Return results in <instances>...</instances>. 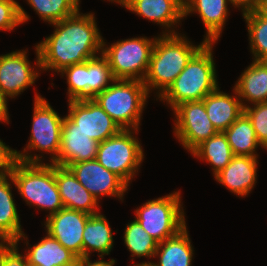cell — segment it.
<instances>
[{"label": "cell", "instance_id": "obj_1", "mask_svg": "<svg viewBox=\"0 0 267 266\" xmlns=\"http://www.w3.org/2000/svg\"><path fill=\"white\" fill-rule=\"evenodd\" d=\"M67 17L52 25L53 34L36 45V66L43 71L60 72L102 54L103 38L92 13Z\"/></svg>", "mask_w": 267, "mask_h": 266}, {"label": "cell", "instance_id": "obj_2", "mask_svg": "<svg viewBox=\"0 0 267 266\" xmlns=\"http://www.w3.org/2000/svg\"><path fill=\"white\" fill-rule=\"evenodd\" d=\"M195 46L184 35L162 34L156 38L150 57L148 72L143 80L148 94L157 90L158 98L184 70L190 59L206 44Z\"/></svg>", "mask_w": 267, "mask_h": 266}, {"label": "cell", "instance_id": "obj_3", "mask_svg": "<svg viewBox=\"0 0 267 266\" xmlns=\"http://www.w3.org/2000/svg\"><path fill=\"white\" fill-rule=\"evenodd\" d=\"M6 170L27 205L46 209L48 216L64 208L56 184L55 164L25 163L10 158Z\"/></svg>", "mask_w": 267, "mask_h": 266}, {"label": "cell", "instance_id": "obj_4", "mask_svg": "<svg viewBox=\"0 0 267 266\" xmlns=\"http://www.w3.org/2000/svg\"><path fill=\"white\" fill-rule=\"evenodd\" d=\"M206 43L187 63L169 88L159 97L174 109L186 101H201L218 86L212 48Z\"/></svg>", "mask_w": 267, "mask_h": 266}, {"label": "cell", "instance_id": "obj_5", "mask_svg": "<svg viewBox=\"0 0 267 266\" xmlns=\"http://www.w3.org/2000/svg\"><path fill=\"white\" fill-rule=\"evenodd\" d=\"M148 92L143 81L116 79L93 99L121 129H139Z\"/></svg>", "mask_w": 267, "mask_h": 266}, {"label": "cell", "instance_id": "obj_6", "mask_svg": "<svg viewBox=\"0 0 267 266\" xmlns=\"http://www.w3.org/2000/svg\"><path fill=\"white\" fill-rule=\"evenodd\" d=\"M34 113L32 120V129L30 140L24 147L23 153L10 148V156L16 160L25 163H42V155L30 154L32 149L40 150L39 152L50 153V163L52 164L56 159L60 151L61 143V131L64 117H60L59 114L51 107L47 100L37 92L34 98ZM30 150V153L28 151Z\"/></svg>", "mask_w": 267, "mask_h": 266}, {"label": "cell", "instance_id": "obj_7", "mask_svg": "<svg viewBox=\"0 0 267 266\" xmlns=\"http://www.w3.org/2000/svg\"><path fill=\"white\" fill-rule=\"evenodd\" d=\"M180 192L149 200L135 211V219L156 241L175 236L186 227Z\"/></svg>", "mask_w": 267, "mask_h": 266}, {"label": "cell", "instance_id": "obj_8", "mask_svg": "<svg viewBox=\"0 0 267 266\" xmlns=\"http://www.w3.org/2000/svg\"><path fill=\"white\" fill-rule=\"evenodd\" d=\"M155 41L156 37H134L108 46L103 40L102 54L109 61L114 78L143 81L149 69Z\"/></svg>", "mask_w": 267, "mask_h": 266}, {"label": "cell", "instance_id": "obj_9", "mask_svg": "<svg viewBox=\"0 0 267 266\" xmlns=\"http://www.w3.org/2000/svg\"><path fill=\"white\" fill-rule=\"evenodd\" d=\"M134 129H121L116 135L99 143L97 161L106 169L118 175L128 186L138 172L144 158Z\"/></svg>", "mask_w": 267, "mask_h": 266}, {"label": "cell", "instance_id": "obj_10", "mask_svg": "<svg viewBox=\"0 0 267 266\" xmlns=\"http://www.w3.org/2000/svg\"><path fill=\"white\" fill-rule=\"evenodd\" d=\"M173 110L176 118L174 120L175 136L190 153L217 133L208 118L202 100L180 103Z\"/></svg>", "mask_w": 267, "mask_h": 266}, {"label": "cell", "instance_id": "obj_11", "mask_svg": "<svg viewBox=\"0 0 267 266\" xmlns=\"http://www.w3.org/2000/svg\"><path fill=\"white\" fill-rule=\"evenodd\" d=\"M68 103L67 116L92 140L101 143L121 130L94 99L68 100Z\"/></svg>", "mask_w": 267, "mask_h": 266}, {"label": "cell", "instance_id": "obj_12", "mask_svg": "<svg viewBox=\"0 0 267 266\" xmlns=\"http://www.w3.org/2000/svg\"><path fill=\"white\" fill-rule=\"evenodd\" d=\"M68 168L97 200L104 195L123 200L128 190V185L118 175L104 168L97 159L73 163Z\"/></svg>", "mask_w": 267, "mask_h": 266}, {"label": "cell", "instance_id": "obj_13", "mask_svg": "<svg viewBox=\"0 0 267 266\" xmlns=\"http://www.w3.org/2000/svg\"><path fill=\"white\" fill-rule=\"evenodd\" d=\"M90 214L62 208L57 213L46 216V232L62 246L83 259V231Z\"/></svg>", "mask_w": 267, "mask_h": 266}, {"label": "cell", "instance_id": "obj_14", "mask_svg": "<svg viewBox=\"0 0 267 266\" xmlns=\"http://www.w3.org/2000/svg\"><path fill=\"white\" fill-rule=\"evenodd\" d=\"M25 50L0 56V92L7 98H15L33 85L39 77L34 71Z\"/></svg>", "mask_w": 267, "mask_h": 266}, {"label": "cell", "instance_id": "obj_15", "mask_svg": "<svg viewBox=\"0 0 267 266\" xmlns=\"http://www.w3.org/2000/svg\"><path fill=\"white\" fill-rule=\"evenodd\" d=\"M98 146V142L79 130L66 115L62 123L60 151L52 164L68 167L73 163L94 160Z\"/></svg>", "mask_w": 267, "mask_h": 266}, {"label": "cell", "instance_id": "obj_16", "mask_svg": "<svg viewBox=\"0 0 267 266\" xmlns=\"http://www.w3.org/2000/svg\"><path fill=\"white\" fill-rule=\"evenodd\" d=\"M123 7L168 29L163 34H177L172 27L185 18L183 0H126Z\"/></svg>", "mask_w": 267, "mask_h": 266}, {"label": "cell", "instance_id": "obj_17", "mask_svg": "<svg viewBox=\"0 0 267 266\" xmlns=\"http://www.w3.org/2000/svg\"><path fill=\"white\" fill-rule=\"evenodd\" d=\"M258 157L234 155L228 165L216 174L215 180L232 193L245 197L257 180Z\"/></svg>", "mask_w": 267, "mask_h": 266}, {"label": "cell", "instance_id": "obj_18", "mask_svg": "<svg viewBox=\"0 0 267 266\" xmlns=\"http://www.w3.org/2000/svg\"><path fill=\"white\" fill-rule=\"evenodd\" d=\"M55 179L64 208L99 213L98 200L76 179L68 167L55 165Z\"/></svg>", "mask_w": 267, "mask_h": 266}, {"label": "cell", "instance_id": "obj_19", "mask_svg": "<svg viewBox=\"0 0 267 266\" xmlns=\"http://www.w3.org/2000/svg\"><path fill=\"white\" fill-rule=\"evenodd\" d=\"M11 180L12 182H10ZM14 180L11 174L5 170L0 174V243L15 242L26 239L22 231L18 211L11 190Z\"/></svg>", "mask_w": 267, "mask_h": 266}, {"label": "cell", "instance_id": "obj_20", "mask_svg": "<svg viewBox=\"0 0 267 266\" xmlns=\"http://www.w3.org/2000/svg\"><path fill=\"white\" fill-rule=\"evenodd\" d=\"M228 2L229 0H184V17L198 12L207 31L204 40L216 43L228 18Z\"/></svg>", "mask_w": 267, "mask_h": 266}, {"label": "cell", "instance_id": "obj_21", "mask_svg": "<svg viewBox=\"0 0 267 266\" xmlns=\"http://www.w3.org/2000/svg\"><path fill=\"white\" fill-rule=\"evenodd\" d=\"M235 96L219 90V87L202 100L212 125L217 132H224L243 112L244 108L237 91Z\"/></svg>", "mask_w": 267, "mask_h": 266}, {"label": "cell", "instance_id": "obj_22", "mask_svg": "<svg viewBox=\"0 0 267 266\" xmlns=\"http://www.w3.org/2000/svg\"><path fill=\"white\" fill-rule=\"evenodd\" d=\"M29 248L26 255L29 265L79 266L80 259L62 246L48 232L38 244Z\"/></svg>", "mask_w": 267, "mask_h": 266}, {"label": "cell", "instance_id": "obj_23", "mask_svg": "<svg viewBox=\"0 0 267 266\" xmlns=\"http://www.w3.org/2000/svg\"><path fill=\"white\" fill-rule=\"evenodd\" d=\"M234 88L243 108L249 104L267 102V61L253 60L244 70ZM244 103H243V102Z\"/></svg>", "mask_w": 267, "mask_h": 266}, {"label": "cell", "instance_id": "obj_24", "mask_svg": "<svg viewBox=\"0 0 267 266\" xmlns=\"http://www.w3.org/2000/svg\"><path fill=\"white\" fill-rule=\"evenodd\" d=\"M193 252L186 226L175 236L158 243L154 257H158L159 262L141 263H151L153 266H192Z\"/></svg>", "mask_w": 267, "mask_h": 266}, {"label": "cell", "instance_id": "obj_25", "mask_svg": "<svg viewBox=\"0 0 267 266\" xmlns=\"http://www.w3.org/2000/svg\"><path fill=\"white\" fill-rule=\"evenodd\" d=\"M113 234L104 215H90L83 231V258H90L92 251L98 252L100 259L109 255L113 247Z\"/></svg>", "mask_w": 267, "mask_h": 266}, {"label": "cell", "instance_id": "obj_26", "mask_svg": "<svg viewBox=\"0 0 267 266\" xmlns=\"http://www.w3.org/2000/svg\"><path fill=\"white\" fill-rule=\"evenodd\" d=\"M234 155L258 157L256 149L261 146L251 120L243 112L225 131Z\"/></svg>", "mask_w": 267, "mask_h": 266}, {"label": "cell", "instance_id": "obj_27", "mask_svg": "<svg viewBox=\"0 0 267 266\" xmlns=\"http://www.w3.org/2000/svg\"><path fill=\"white\" fill-rule=\"evenodd\" d=\"M191 154L213 166L214 176L223 170L234 157L224 132H217L198 145Z\"/></svg>", "mask_w": 267, "mask_h": 266}, {"label": "cell", "instance_id": "obj_28", "mask_svg": "<svg viewBox=\"0 0 267 266\" xmlns=\"http://www.w3.org/2000/svg\"><path fill=\"white\" fill-rule=\"evenodd\" d=\"M242 16L247 23L249 44L254 60L267 61V16L259 10Z\"/></svg>", "mask_w": 267, "mask_h": 266}, {"label": "cell", "instance_id": "obj_29", "mask_svg": "<svg viewBox=\"0 0 267 266\" xmlns=\"http://www.w3.org/2000/svg\"><path fill=\"white\" fill-rule=\"evenodd\" d=\"M123 237L132 257L154 258L158 242L141 227L136 219L127 224Z\"/></svg>", "mask_w": 267, "mask_h": 266}, {"label": "cell", "instance_id": "obj_30", "mask_svg": "<svg viewBox=\"0 0 267 266\" xmlns=\"http://www.w3.org/2000/svg\"><path fill=\"white\" fill-rule=\"evenodd\" d=\"M43 21L57 23L74 15L79 9V0H26Z\"/></svg>", "mask_w": 267, "mask_h": 266}, {"label": "cell", "instance_id": "obj_31", "mask_svg": "<svg viewBox=\"0 0 267 266\" xmlns=\"http://www.w3.org/2000/svg\"><path fill=\"white\" fill-rule=\"evenodd\" d=\"M99 56L87 60L88 99H93L116 80L107 58L103 54Z\"/></svg>", "mask_w": 267, "mask_h": 266}, {"label": "cell", "instance_id": "obj_32", "mask_svg": "<svg viewBox=\"0 0 267 266\" xmlns=\"http://www.w3.org/2000/svg\"><path fill=\"white\" fill-rule=\"evenodd\" d=\"M62 78L66 74L68 100L88 99L87 61L62 69Z\"/></svg>", "mask_w": 267, "mask_h": 266}, {"label": "cell", "instance_id": "obj_33", "mask_svg": "<svg viewBox=\"0 0 267 266\" xmlns=\"http://www.w3.org/2000/svg\"><path fill=\"white\" fill-rule=\"evenodd\" d=\"M29 20V15L15 0H0V31L14 30Z\"/></svg>", "mask_w": 267, "mask_h": 266}, {"label": "cell", "instance_id": "obj_34", "mask_svg": "<svg viewBox=\"0 0 267 266\" xmlns=\"http://www.w3.org/2000/svg\"><path fill=\"white\" fill-rule=\"evenodd\" d=\"M246 105L244 113L251 120L261 147L267 149V102Z\"/></svg>", "mask_w": 267, "mask_h": 266}, {"label": "cell", "instance_id": "obj_35", "mask_svg": "<svg viewBox=\"0 0 267 266\" xmlns=\"http://www.w3.org/2000/svg\"><path fill=\"white\" fill-rule=\"evenodd\" d=\"M18 251V243H0V266H29L26 255Z\"/></svg>", "mask_w": 267, "mask_h": 266}, {"label": "cell", "instance_id": "obj_36", "mask_svg": "<svg viewBox=\"0 0 267 266\" xmlns=\"http://www.w3.org/2000/svg\"><path fill=\"white\" fill-rule=\"evenodd\" d=\"M233 7H241L242 14L256 10V0H229Z\"/></svg>", "mask_w": 267, "mask_h": 266}, {"label": "cell", "instance_id": "obj_37", "mask_svg": "<svg viewBox=\"0 0 267 266\" xmlns=\"http://www.w3.org/2000/svg\"><path fill=\"white\" fill-rule=\"evenodd\" d=\"M10 148L0 139V174L6 170L10 156Z\"/></svg>", "mask_w": 267, "mask_h": 266}, {"label": "cell", "instance_id": "obj_38", "mask_svg": "<svg viewBox=\"0 0 267 266\" xmlns=\"http://www.w3.org/2000/svg\"><path fill=\"white\" fill-rule=\"evenodd\" d=\"M115 260L111 259L108 262L103 259L92 262L90 258H83L79 261V266H114Z\"/></svg>", "mask_w": 267, "mask_h": 266}, {"label": "cell", "instance_id": "obj_39", "mask_svg": "<svg viewBox=\"0 0 267 266\" xmlns=\"http://www.w3.org/2000/svg\"><path fill=\"white\" fill-rule=\"evenodd\" d=\"M7 97L0 92V122L9 124V114L7 108Z\"/></svg>", "mask_w": 267, "mask_h": 266}, {"label": "cell", "instance_id": "obj_40", "mask_svg": "<svg viewBox=\"0 0 267 266\" xmlns=\"http://www.w3.org/2000/svg\"><path fill=\"white\" fill-rule=\"evenodd\" d=\"M267 6V0H256V10L261 11Z\"/></svg>", "mask_w": 267, "mask_h": 266}, {"label": "cell", "instance_id": "obj_41", "mask_svg": "<svg viewBox=\"0 0 267 266\" xmlns=\"http://www.w3.org/2000/svg\"><path fill=\"white\" fill-rule=\"evenodd\" d=\"M108 1H113V2H116V3H119V4H121V6H123L124 5V3L126 2V0H108ZM79 2H80V0H79Z\"/></svg>", "mask_w": 267, "mask_h": 266}, {"label": "cell", "instance_id": "obj_42", "mask_svg": "<svg viewBox=\"0 0 267 266\" xmlns=\"http://www.w3.org/2000/svg\"><path fill=\"white\" fill-rule=\"evenodd\" d=\"M135 266H153L151 263H140V264H135Z\"/></svg>", "mask_w": 267, "mask_h": 266}, {"label": "cell", "instance_id": "obj_43", "mask_svg": "<svg viewBox=\"0 0 267 266\" xmlns=\"http://www.w3.org/2000/svg\"><path fill=\"white\" fill-rule=\"evenodd\" d=\"M261 12H262L265 16H267V6L264 7V8L261 10Z\"/></svg>", "mask_w": 267, "mask_h": 266}]
</instances>
